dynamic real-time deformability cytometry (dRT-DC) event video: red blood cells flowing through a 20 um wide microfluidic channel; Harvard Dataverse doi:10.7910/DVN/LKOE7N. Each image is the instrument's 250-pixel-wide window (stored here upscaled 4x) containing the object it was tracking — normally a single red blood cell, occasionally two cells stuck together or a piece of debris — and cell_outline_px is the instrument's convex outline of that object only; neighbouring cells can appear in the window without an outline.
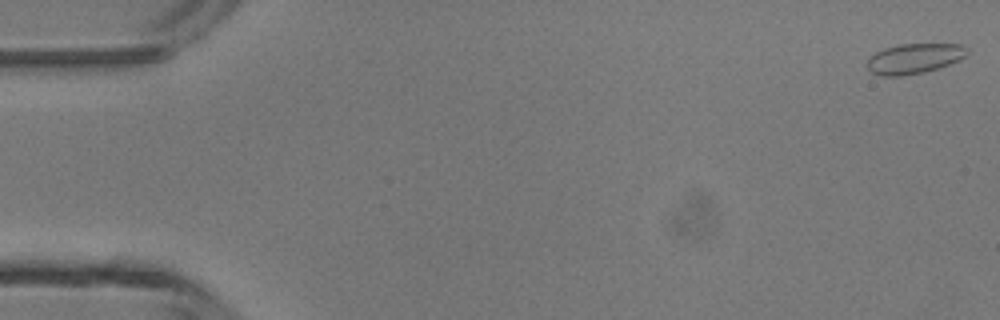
{"species": "common noctule bat (a hibernating species)", "species_latin": "Nyctalus noctula", "temperature_condition": "room temperature", "stored_images_in_passage": 3, "camera_frame_rate_fps": 3000, "um_per_image_px": 0.085, "animal": {"sex": "male", "body_mass_g": 13.3}, "frame": {"image": 1, "passage_image": 1, "time_ms": 0.0, "image_size_px": [1000, 320], "cell_outline_px": [[968, 52], [960, 60], [940, 68], [924, 72], [900, 76], [880, 76], [872, 72], [868, 68], [868, 60], [876, 52], [884, 48], [900, 44], [964, 44], [968, 48]], "centroid_in_image_um": [77.75, 4.97], "position_along_channel_um": 7.2, "area_um2": 17.57}}